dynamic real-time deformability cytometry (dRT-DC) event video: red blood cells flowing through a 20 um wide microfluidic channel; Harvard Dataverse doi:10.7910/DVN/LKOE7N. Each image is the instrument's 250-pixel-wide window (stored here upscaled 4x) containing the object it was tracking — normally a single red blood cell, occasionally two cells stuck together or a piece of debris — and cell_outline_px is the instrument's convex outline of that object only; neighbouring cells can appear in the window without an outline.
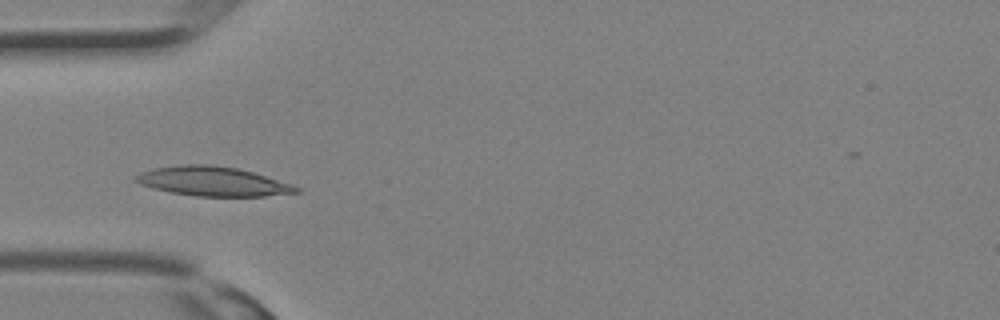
{"species": "Egyptian fruit bat (a non-hibernating species)", "species_latin": "Rousettus aegyptiacus", "temperature_condition": "room temperature", "stored_images_in_passage": 28, "camera_frame_rate_fps": 3000, "um_per_image_px": 0.085, "animal": {"sex": "female"}, "frame": {"image": 1, "passage_image": 6, "time_ms": 1.667, "image_size_px": [1000, 320], "cell_outline_px": [[300, 192], [264, 196], [196, 196], [172, 192], [152, 188], [140, 184], [132, 180], [140, 172], [152, 168], [180, 164], [212, 164], [236, 168], [252, 172], [292, 184], [300, 188]], "centroid_in_image_um": [18.05, 15.4], "position_along_channel_um": 67.0, "area_um2": 27.46}}
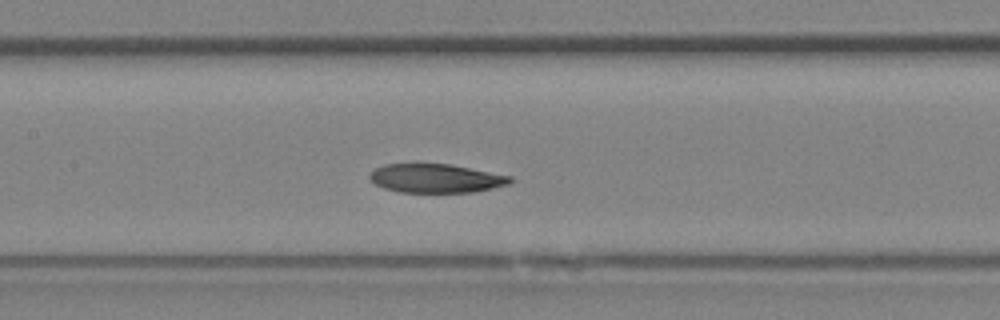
{"frame": {"image": 2, "passage_image": 11, "time_ms": 3.333, "image_size_px": [1000, 320], "cell_outline_px": [[512, 184], [472, 192], [400, 192], [384, 188], [376, 184], [368, 176], [376, 168], [384, 164], [416, 160], [420, 160], [448, 164], [512, 176]], "centroid_in_image_um": [37.01, 15.11], "position_along_channel_um": 170.4, "area_um2": 24.33}}
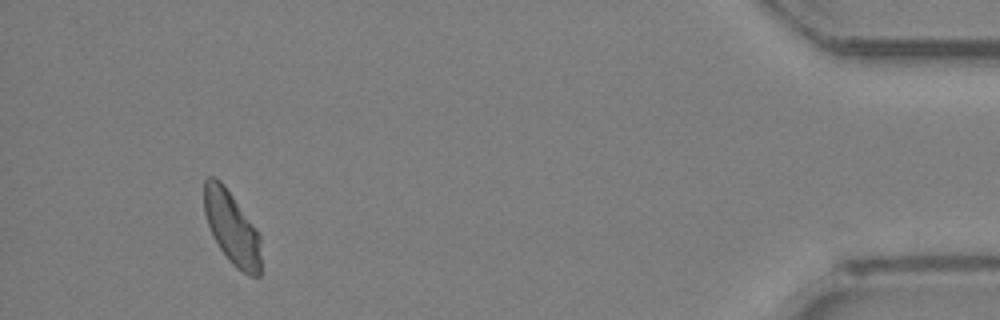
{"frame": {"image": 3, "passage_image": 26, "time_ms": 8.333, "image_size_px": [1000, 320], "cell_outline_px": [[260, 276], [248, 276], [236, 268], [228, 260], [220, 248], [208, 224], [204, 212], [204, 180], [208, 176], [216, 176], [224, 184], [256, 228], [260, 236]], "centroid_in_image_um": [19.7, 19.35], "position_along_channel_um": 415.5, "area_um2": 24.16}}